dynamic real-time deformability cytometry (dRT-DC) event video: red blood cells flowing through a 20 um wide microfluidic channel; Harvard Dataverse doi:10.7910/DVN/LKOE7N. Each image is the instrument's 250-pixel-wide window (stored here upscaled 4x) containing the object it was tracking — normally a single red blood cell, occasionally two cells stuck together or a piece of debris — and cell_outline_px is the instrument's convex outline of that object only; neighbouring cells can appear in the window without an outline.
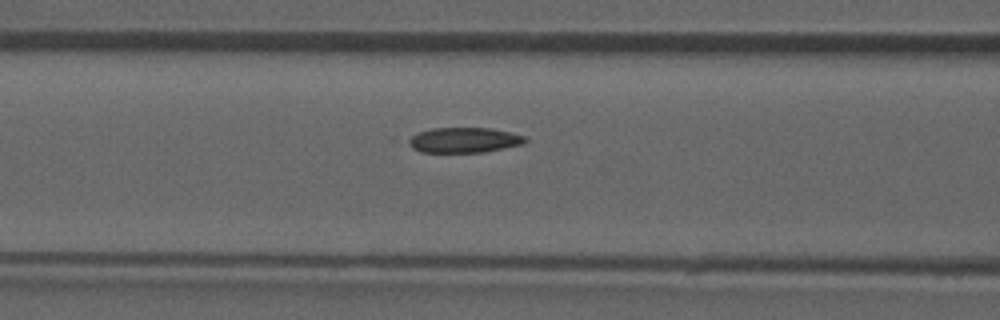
{"species": "common noctule bat (a hibernating species)", "species_latin": "Nyctalus noctula", "temperature_condition": "room temperature", "stored_images_in_passage": 27, "camera_frame_rate_fps": 3000, "um_per_image_px": 0.085, "animal": {"sex": "male", "forearm_length_mm": 52.5}, "frame": {"image": 1, "passage_image": 5, "time_ms": 1.333, "image_size_px": [1000, 320], "cell_outline_px": [[528, 140], [524, 144], [484, 152], [420, 152], [412, 148], [400, 140], [420, 132], [432, 128], [492, 128], [512, 132], [524, 136]], "centroid_in_image_um": [39.38, 11.91], "position_along_channel_um": 127.2, "area_um2": 17.51}}